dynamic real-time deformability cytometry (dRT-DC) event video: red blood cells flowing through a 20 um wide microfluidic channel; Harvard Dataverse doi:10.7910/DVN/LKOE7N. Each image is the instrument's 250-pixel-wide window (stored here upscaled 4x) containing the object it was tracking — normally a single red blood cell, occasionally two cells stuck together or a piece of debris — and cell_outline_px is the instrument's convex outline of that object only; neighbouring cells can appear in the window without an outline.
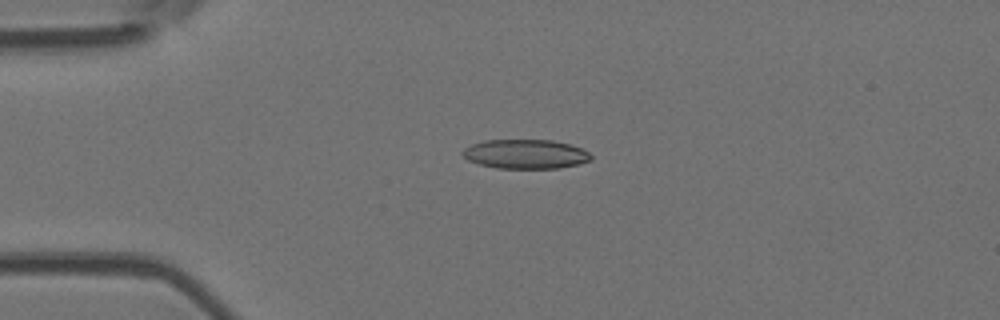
{"species": "Egyptian fruit bat (a non-hibernating species)", "species_latin": "Rousettus aegyptiacus", "temperature_condition": "room temperature", "stored_images_in_passage": 3, "camera_frame_rate_fps": 3000, "um_per_image_px": 0.085, "animal": {"sex": "female"}, "frame": {"image": 1, "passage_image": 2, "time_ms": 1.333, "image_size_px": [1000, 320], "cell_outline_px": [[592, 160], [580, 164], [560, 168], [496, 168], [480, 164], [468, 160], [460, 152], [464, 148], [472, 144], [484, 140], [552, 140], [568, 144], [580, 148], [588, 152], [592, 156]], "centroid_in_image_um": [44.67, 13.1], "position_along_channel_um": 40.3, "area_um2": 21.91}}